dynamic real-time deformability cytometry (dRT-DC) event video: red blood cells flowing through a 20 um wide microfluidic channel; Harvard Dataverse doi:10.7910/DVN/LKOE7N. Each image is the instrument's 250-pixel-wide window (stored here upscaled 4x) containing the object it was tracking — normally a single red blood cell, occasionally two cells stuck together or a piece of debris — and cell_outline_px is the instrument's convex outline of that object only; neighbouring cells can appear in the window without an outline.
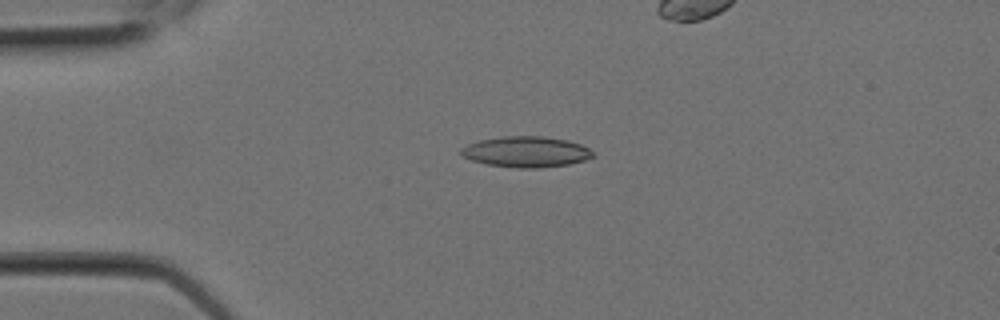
{"species": "Egyptian fruit bat (a non-hibernating species)", "species_latin": "Rousettus aegyptiacus", "temperature_condition": "room temperature", "stored_images_in_passage": 10, "segment_of_instrument_passage": [1, 2], "camera_frame_rate_fps": 3000, "um_per_image_px": 0.085, "animal": {"sex": "female"}, "frame": {"image": 1, "passage_image": 5, "time_ms": 1.333, "image_size_px": [1000, 320], "cell_outline_px": [[596, 156], [584, 160], [568, 164], [540, 168], [516, 168], [488, 164], [472, 160], [464, 156], [460, 152], [460, 148], [468, 144], [480, 140], [504, 136], [544, 136], [568, 140], [580, 144], [588, 148]], "centroid_in_image_um": [44.73, 12.9], "position_along_channel_um": 40.3, "area_um2": 23.58}}
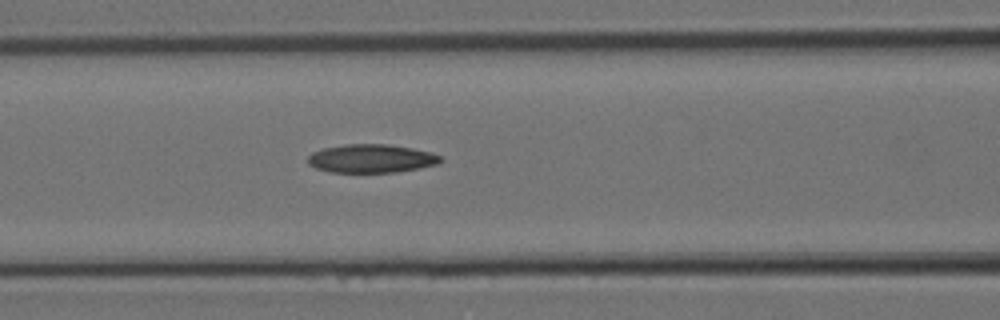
{"frame": {"image": 2, "passage_image": 9, "time_ms": 2.667, "image_size_px": [1000, 320], "cell_outline_px": [[444, 160], [440, 164], [420, 168], [396, 172], [328, 172], [316, 168], [308, 164], [308, 156], [312, 152], [324, 148], [344, 144], [388, 144], [412, 148], [432, 152], [440, 156]], "centroid_in_image_um": [31.59, 13.47], "position_along_channel_um": 135.0, "area_um2": 22.2}}